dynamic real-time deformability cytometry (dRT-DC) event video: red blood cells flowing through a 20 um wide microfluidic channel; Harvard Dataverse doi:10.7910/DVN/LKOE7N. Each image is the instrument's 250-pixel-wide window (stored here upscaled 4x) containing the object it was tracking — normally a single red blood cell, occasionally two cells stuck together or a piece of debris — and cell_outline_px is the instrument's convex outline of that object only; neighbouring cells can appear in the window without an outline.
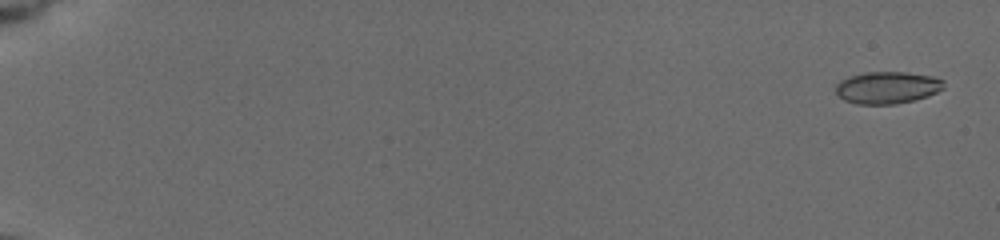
{"species": "common noctule bat (a hibernating species)", "species_latin": "Nyctalus noctula", "temperature_condition": "cold", "stored_images_in_passage": 6, "camera_frame_rate_fps": 3000, "um_per_image_px": 0.085, "animal": {"sex": "female", "body_mass_g": 19.5, "forearm_length_mm": 54.1}, "frame": {"image": 1, "passage_image": 1, "time_ms": 0.0, "image_size_px": [1000, 240], "cell_outline_px": [[944, 88], [928, 96], [912, 100], [892, 104], [856, 104], [844, 100], [836, 92], [836, 84], [840, 80], [848, 76], [868, 72], [904, 72], [932, 76], [944, 80]], "centroid_in_image_um": [75.41, 7.44], "position_along_channel_um": 9.6, "area_um2": 20.11}}